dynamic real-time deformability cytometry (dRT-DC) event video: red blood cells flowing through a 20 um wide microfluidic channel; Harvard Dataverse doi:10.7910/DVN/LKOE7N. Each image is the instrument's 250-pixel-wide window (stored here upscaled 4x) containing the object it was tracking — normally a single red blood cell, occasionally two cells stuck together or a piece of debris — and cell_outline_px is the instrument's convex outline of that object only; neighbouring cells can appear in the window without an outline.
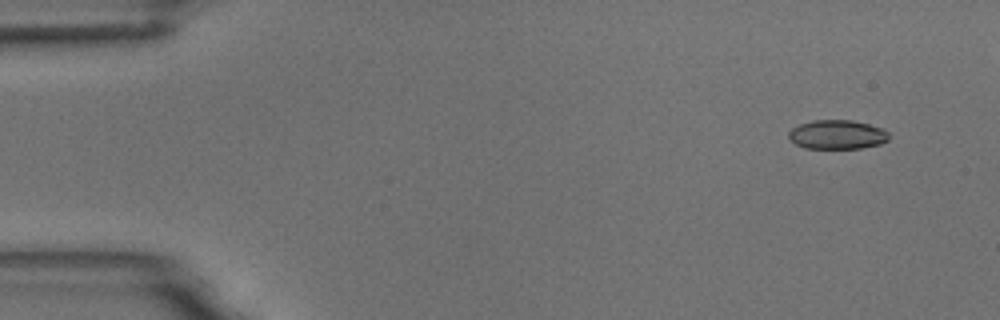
{"species": "common noctule bat (a hibernating species)", "species_latin": "Nyctalus noctula", "temperature_condition": "room temperature", "stored_images_in_passage": 6, "camera_frame_rate_fps": 3000, "um_per_image_px": 0.085, "animal": {"sex": "male", "body_mass_g": 18.8}, "frame": {"image": 1, "passage_image": 1, "time_ms": 0.0, "image_size_px": [1000, 320], "cell_outline_px": [[888, 140], [880, 144], [860, 148], [804, 148], [796, 144], [788, 136], [788, 132], [792, 128], [800, 124], [812, 120], [852, 120], [884, 128], [888, 132]], "centroid_in_image_um": [71.17, 11.43], "position_along_channel_um": 13.8, "area_um2": 16.99}}